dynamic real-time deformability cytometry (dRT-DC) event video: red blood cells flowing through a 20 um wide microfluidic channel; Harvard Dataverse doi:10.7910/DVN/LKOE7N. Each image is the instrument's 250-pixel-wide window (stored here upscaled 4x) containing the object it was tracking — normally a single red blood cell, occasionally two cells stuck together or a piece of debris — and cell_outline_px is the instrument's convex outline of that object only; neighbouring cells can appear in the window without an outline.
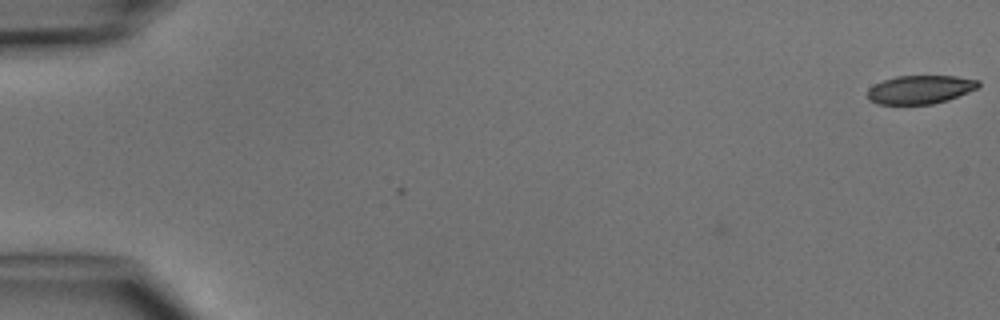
{"species": "common noctule bat (a hibernating species)", "species_latin": "Nyctalus noctula", "temperature_condition": "cold", "stored_images_in_passage": 3, "camera_frame_rate_fps": 3000, "um_per_image_px": 0.085, "animal": {"sex": "male", "body_mass_g": 15.6}, "frame": {"image": 1, "passage_image": 1, "time_ms": 0.0, "image_size_px": [1000, 320], "cell_outline_px": [[980, 84], [976, 88], [968, 92], [948, 100], [932, 104], [876, 104], [868, 100], [868, 88], [884, 80], [896, 76], [956, 76], [980, 80]], "centroid_in_image_um": [78.21, 7.61], "position_along_channel_um": 6.8, "area_um2": 18.38}}